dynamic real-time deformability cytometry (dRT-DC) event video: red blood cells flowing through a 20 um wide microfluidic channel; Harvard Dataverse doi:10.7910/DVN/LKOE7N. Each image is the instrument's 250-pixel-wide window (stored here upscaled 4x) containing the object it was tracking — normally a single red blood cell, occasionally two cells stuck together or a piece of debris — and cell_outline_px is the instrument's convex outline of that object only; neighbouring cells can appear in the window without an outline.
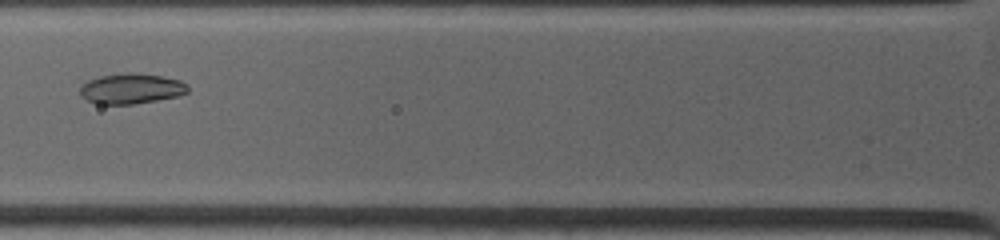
{"species": "common noctule bat (a hibernating species)", "species_latin": "Nyctalus noctula", "temperature_condition": "warm", "stored_images_in_passage": 8, "camera_frame_rate_fps": 4500, "um_per_image_px": 0.085, "animal": {"sex": "female", "body_mass_g": 19.0, "forearm_length_mm": 53.3}, "frame": {"image": 1, "passage_image": 7, "time_ms": 2.444, "image_size_px": [1000, 240], "cell_outline_px": [[188, 92], [176, 96], [156, 100], [132, 104], [96, 104], [80, 96], [80, 84], [88, 80], [100, 76], [124, 72], [128, 72], [160, 76], [180, 80], [188, 84]], "centroid_in_image_um": [11.11, 7.53], "position_along_channel_um": 114.7, "area_um2": 19.07}}